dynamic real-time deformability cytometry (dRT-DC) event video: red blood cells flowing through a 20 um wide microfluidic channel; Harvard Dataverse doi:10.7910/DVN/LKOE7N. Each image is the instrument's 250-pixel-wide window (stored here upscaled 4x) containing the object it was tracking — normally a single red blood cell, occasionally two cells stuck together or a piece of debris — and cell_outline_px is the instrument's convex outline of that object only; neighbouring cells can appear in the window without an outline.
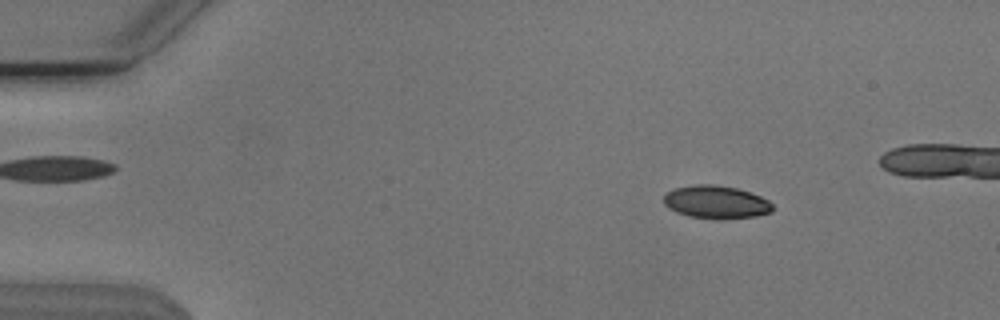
{"species": "Egyptian fruit bat (a non-hibernating species)", "species_latin": "Rousettus aegyptiacus", "temperature_condition": "cold", "stored_images_in_passage": 49, "camera_frame_rate_fps": 3000, "um_per_image_px": 0.085, "animal": {"sex": "male"}, "frame": {"image": 1, "passage_image": 8, "time_ms": 2.333, "image_size_px": [1000, 320], "cell_outline_px": [[772, 212], [756, 216], [688, 216], [676, 212], [668, 208], [664, 204], [664, 196], [668, 192], [676, 188], [696, 184], [716, 184], [736, 188], [760, 196], [768, 200], [772, 204]], "centroid_in_image_um": [60.84, 17.13], "position_along_channel_um": 24.2, "area_um2": 20.0}}
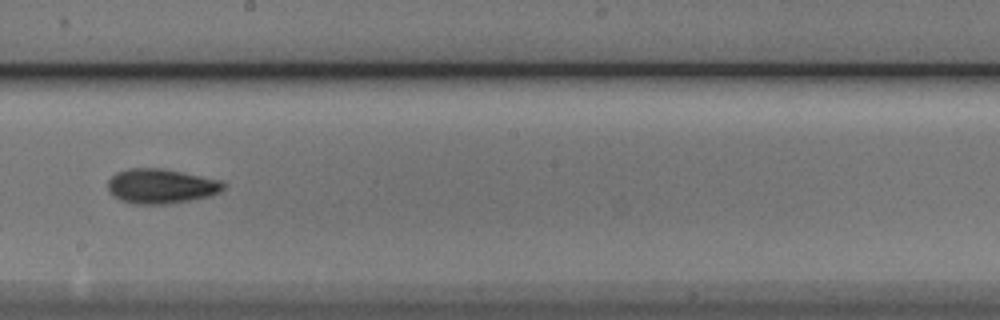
{"frame": {"image": 2, "passage_image": 31, "time_ms": 10.0, "image_size_px": [1000, 320], "cell_outline_px": [[224, 188], [220, 192], [212, 196], [192, 200], [168, 204], [132, 204], [120, 200], [112, 196], [108, 192], [108, 180], [116, 172], [128, 168], [164, 168], [220, 180], [224, 184]], "centroid_in_image_um": [13.66, 15.83], "position_along_channel_um": 234.5, "area_um2": 23.7}}
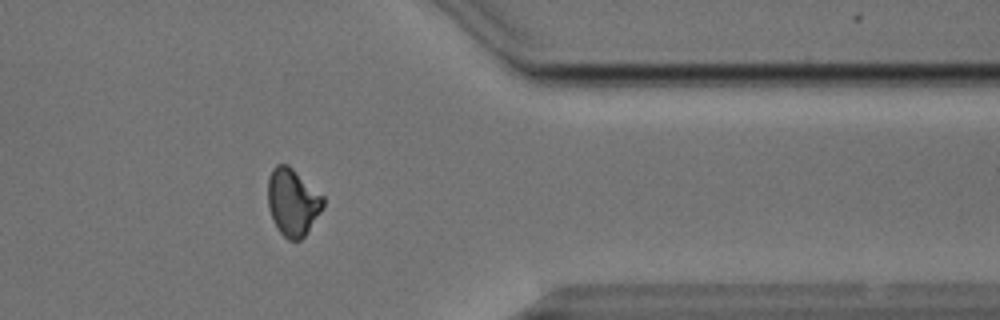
{"frame": {"image": 3, "passage_image": 44, "time_ms": 14.333, "image_size_px": [1000, 320], "cell_outline_px": [[324, 208], [304, 236], [300, 240], [288, 240], [276, 228], [268, 208], [268, 180], [272, 168], [276, 164], [288, 164], [324, 196]], "centroid_in_image_um": [24.88, 17.18], "position_along_channel_um": 386.5, "area_um2": 21.79}}